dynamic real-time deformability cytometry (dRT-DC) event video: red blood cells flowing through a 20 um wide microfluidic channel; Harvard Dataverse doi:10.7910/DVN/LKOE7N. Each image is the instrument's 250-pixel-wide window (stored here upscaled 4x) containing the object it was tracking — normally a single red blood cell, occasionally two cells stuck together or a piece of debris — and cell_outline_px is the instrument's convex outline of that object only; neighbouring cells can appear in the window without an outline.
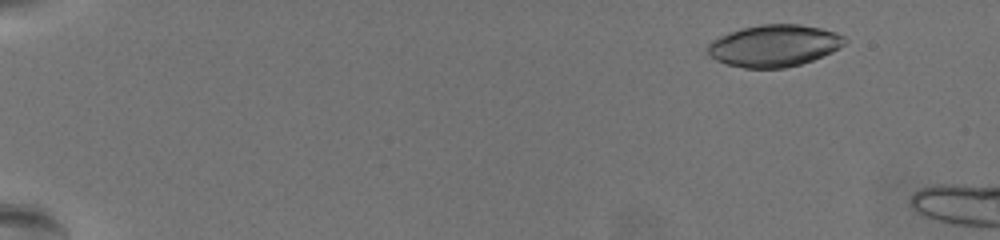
{"species": "common noctule bat (a hibernating species)", "species_latin": "Nyctalus noctula", "temperature_condition": "warm", "stored_images_in_passage": 62, "camera_frame_rate_fps": 3000, "um_per_image_px": 0.085, "animal": {"sex": "female", "body_mass_g": 19.5, "forearm_length_mm": 54.1}, "frame": {"image": 1, "passage_image": 8, "time_ms": 2.333, "image_size_px": [1000, 240], "cell_outline_px": [[848, 40], [840, 48], [832, 52], [812, 60], [800, 64], [784, 68], [744, 68], [724, 64], [708, 56], [708, 44], [712, 40], [720, 36], [744, 28], [764, 24], [800, 24], [820, 28], [844, 36]], "centroid_in_image_um": [65.79, 3.9], "position_along_channel_um": 19.2, "area_um2": 33.29}}